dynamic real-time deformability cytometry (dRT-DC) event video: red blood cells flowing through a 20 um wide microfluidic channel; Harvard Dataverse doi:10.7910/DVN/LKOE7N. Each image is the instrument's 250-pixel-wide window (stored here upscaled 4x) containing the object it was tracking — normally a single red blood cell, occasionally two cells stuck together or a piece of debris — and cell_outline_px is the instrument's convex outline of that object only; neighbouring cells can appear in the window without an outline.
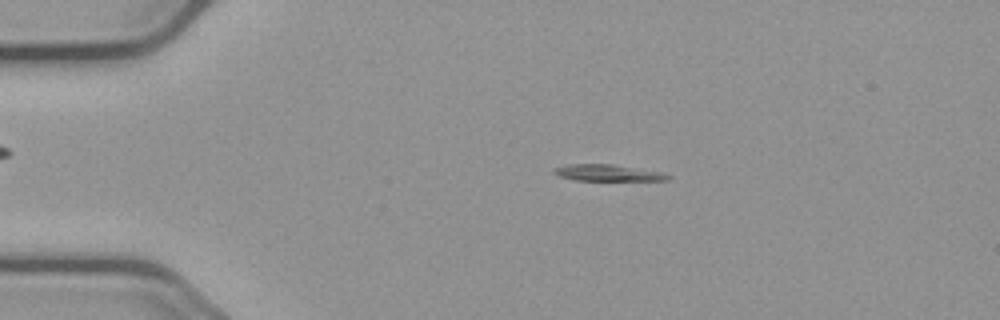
{"species": "common noctule bat (a hibernating species)", "species_latin": "Nyctalus noctula", "temperature_condition": "cold", "stored_images_in_passage": 45, "camera_frame_rate_fps": 3000, "um_per_image_px": 0.085, "animal": {"sex": "male", "body_mass_g": 23.1, "forearm_length_mm": 52.7}, "frame": {"image": 1, "passage_image": 1, "time_ms": 0.0, "image_size_px": [1000, 320], "cell_outline_px": [[672, 176], [668, 180], [576, 180], [560, 176], [552, 172], [556, 168], [568, 164], [612, 164], [656, 172]], "centroid_in_image_um": [51.6, 14.69], "position_along_channel_um": 33.4, "area_um2": 10.46}}
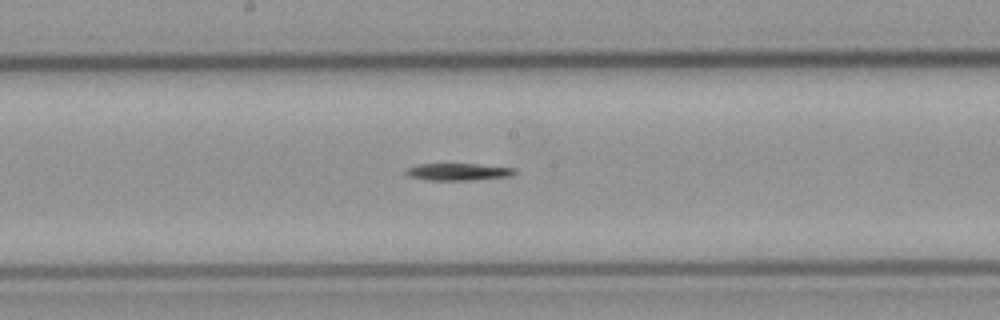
{"frame": {"image": 2, "passage_image": 19, "time_ms": 6.0, "image_size_px": [1000, 320], "cell_outline_px": [[516, 172], [512, 176], [472, 180], [428, 180], [408, 176], [404, 172], [408, 168], [420, 164], [476, 164], [512, 168]], "centroid_in_image_um": [38.93, 14.61], "position_along_channel_um": 209.3, "area_um2": 10.69}}
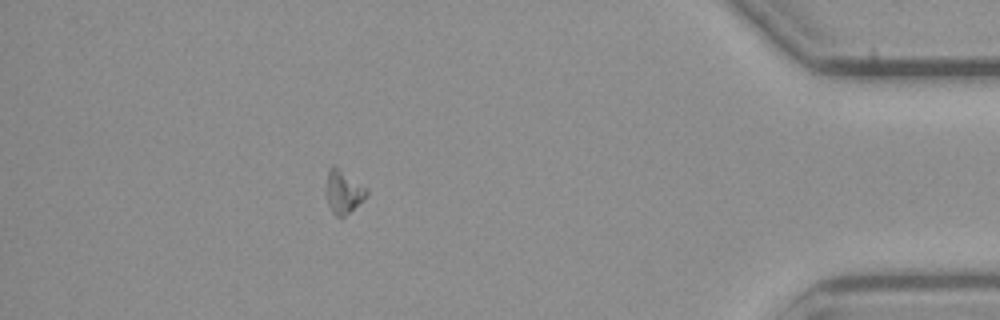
{"frame": {"image": 3, "passage_image": 39, "time_ms": 12.667, "image_size_px": [1000, 320], "cell_outline_px": [[368, 192], [340, 220], [332, 212], [328, 204], [324, 192], [328, 168], [332, 164], [336, 164], [368, 188]], "centroid_in_image_um": [29.12, 16.23], "position_along_channel_um": 406.1, "area_um2": 10.46}}